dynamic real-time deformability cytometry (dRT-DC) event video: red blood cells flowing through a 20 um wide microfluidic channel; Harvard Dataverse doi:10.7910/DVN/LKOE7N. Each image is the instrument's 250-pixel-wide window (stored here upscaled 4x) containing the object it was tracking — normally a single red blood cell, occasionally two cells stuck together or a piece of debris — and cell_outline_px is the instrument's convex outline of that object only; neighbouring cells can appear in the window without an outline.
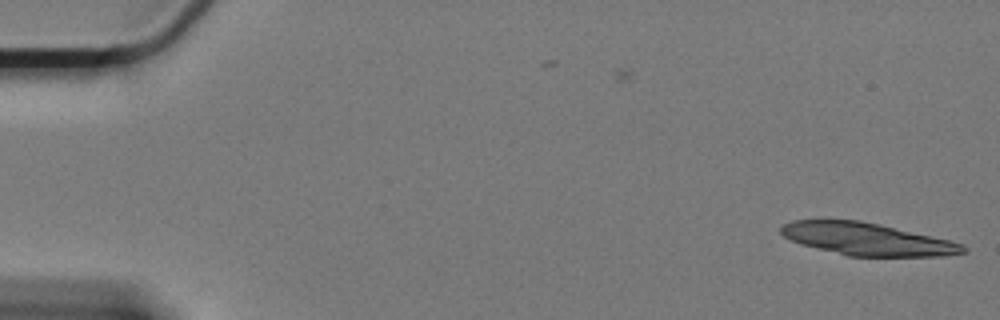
{"species": "Egyptian fruit bat (a non-hibernating species)", "species_latin": "Rousettus aegyptiacus", "temperature_condition": "cold", "stored_images_in_passage": 3, "camera_frame_rate_fps": 3000, "um_per_image_px": 0.085, "animal": {"sex": "female"}, "frame": {"image": 1, "passage_image": 3, "time_ms": 0.667, "image_size_px": [1000, 320], "cell_outline_px": [[968, 252], [944, 256], [848, 256], [800, 244], [784, 236], [780, 232], [780, 228], [784, 224], [792, 220], [860, 220], [880, 224], [948, 240], [964, 244], [968, 248]], "centroid_in_image_um": [73.72, 20.33], "position_along_channel_um": 11.3, "area_um2": 34.22}}